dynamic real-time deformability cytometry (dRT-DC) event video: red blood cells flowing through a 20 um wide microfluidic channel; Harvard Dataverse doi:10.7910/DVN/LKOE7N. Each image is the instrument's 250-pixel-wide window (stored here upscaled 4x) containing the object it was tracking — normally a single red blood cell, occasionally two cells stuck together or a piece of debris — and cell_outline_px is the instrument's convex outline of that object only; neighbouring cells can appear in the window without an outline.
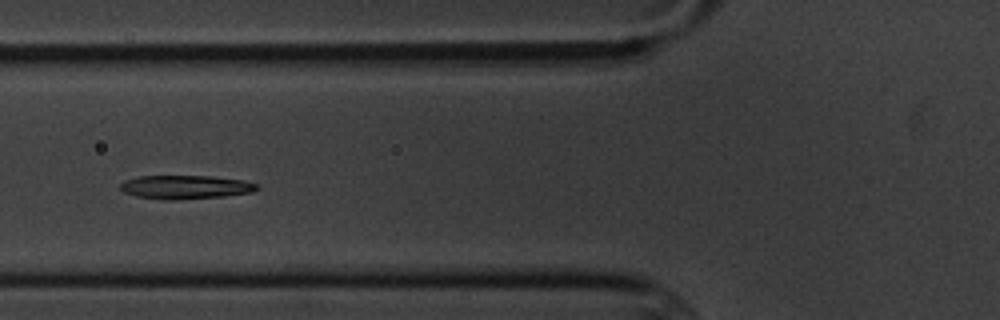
{"species": "common noctule bat (a hibernating species)", "species_latin": "Nyctalus noctula", "temperature_condition": "cold", "stored_images_in_passage": 14, "camera_frame_rate_fps": 3000, "um_per_image_px": 0.085, "animal": {"sex": "male", "body_mass_g": 20.1, "forearm_length_mm": 53.5}, "frame": {"image": 1, "passage_image": 5, "time_ms": 5.667, "image_size_px": [1000, 320], "cell_outline_px": [[260, 188], [252, 192], [224, 196], [172, 200], [164, 200], [136, 196], [124, 192], [120, 188], [120, 184], [124, 180], [136, 176], [208, 176], [240, 180], [256, 184]], "centroid_in_image_um": [15.71, 15.9], "position_along_channel_um": 110.1, "area_um2": 18.73}}
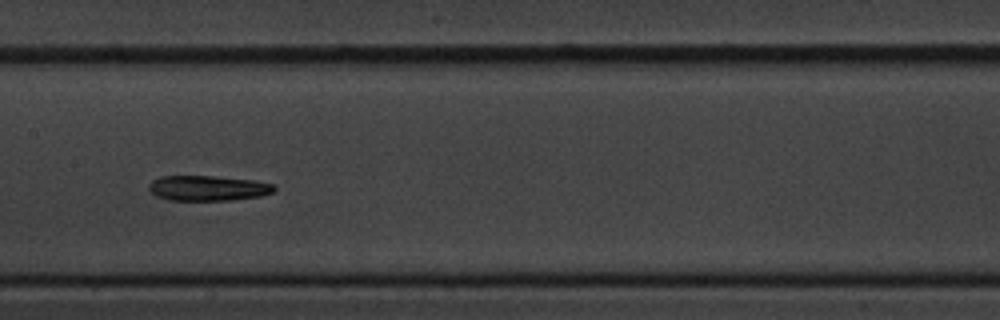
{"frame": {"image": 2, "passage_image": 7, "time_ms": 8.0, "image_size_px": [1000, 320], "cell_outline_px": [[276, 188], [272, 192], [260, 196], [228, 200], [168, 200], [156, 196], [148, 188], [148, 184], [152, 180], [160, 176], [212, 176], [256, 180], [272, 184]], "centroid_in_image_um": [17.64, 15.98], "position_along_channel_um": 189.8, "area_um2": 18.38}}
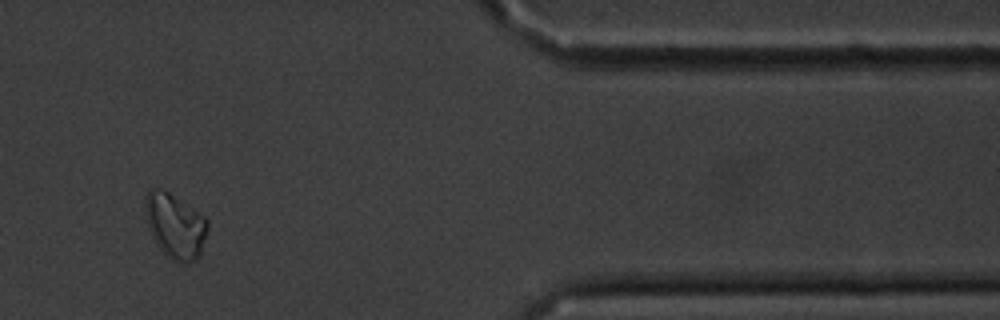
{"frame": {"image": 3, "passage_image": 12, "time_ms": 15.0, "image_size_px": [1000, 320], "cell_outline_px": [[208, 228], [200, 256], [184, 264], [172, 260], [156, 244], [148, 224], [144, 208], [144, 196], [152, 188], [160, 188], [168, 192], [204, 216], [208, 220]], "centroid_in_image_um": [14.89, 19.19], "position_along_channel_um": 396.5, "area_um2": 23.35}, "authors_computed_cell_mechanics": {"area_um2": 18.785, "velocity_mm_per_s": 3.3996, "shape_relaxation_time_tau1_ms": 3.6101, "shape_relaxation_time_tau2_ms": null, "deformation_change_tau1": 0.0931, "deformation_change_tau2": null}}